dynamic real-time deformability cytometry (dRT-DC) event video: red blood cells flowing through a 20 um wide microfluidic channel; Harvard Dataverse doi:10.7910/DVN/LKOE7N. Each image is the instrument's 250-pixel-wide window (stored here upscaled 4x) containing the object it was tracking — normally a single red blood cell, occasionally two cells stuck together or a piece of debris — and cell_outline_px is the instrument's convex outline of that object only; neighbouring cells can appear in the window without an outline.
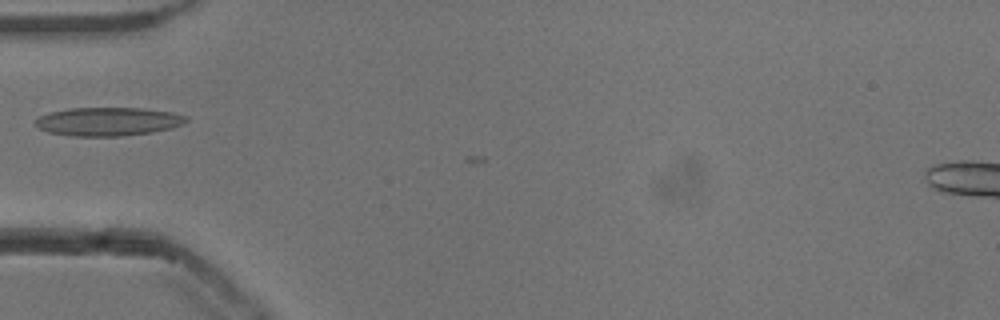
{"species": "common noctule bat (a hibernating species)", "species_latin": "Nyctalus noctula", "temperature_condition": "cold", "stored_images_in_passage": 6, "camera_frame_rate_fps": 3000, "um_per_image_px": 0.085, "animal": {"sex": "male", "body_mass_g": 13.3}, "frame": {"image": 1, "passage_image": 1, "time_ms": 0.0, "image_size_px": [1000, 320], "cell_outline_px": [[188, 120], [184, 124], [172, 128], [152, 132], [120, 136], [76, 136], [48, 132], [36, 128], [32, 124], [32, 120], [40, 116], [52, 112], [68, 108], [140, 108], [172, 112], [188, 116]], "centroid_in_image_um": [9.16, 10.33], "position_along_channel_um": 75.8, "area_um2": 25.26}}
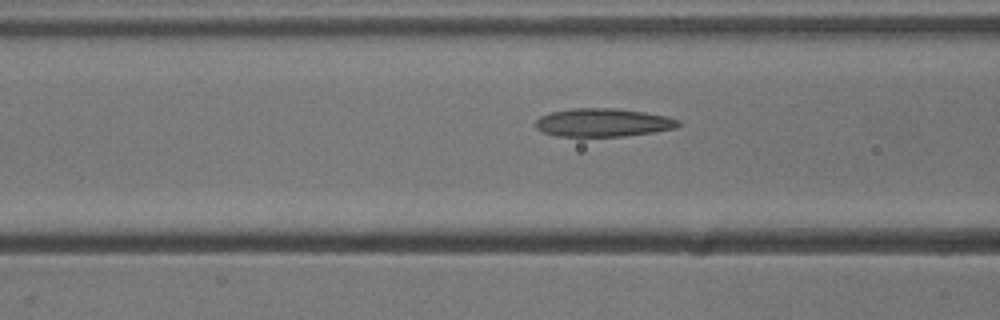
{"frame": {"image": 2, "passage_image": 4, "time_ms": 1.0, "image_size_px": [1000, 320], "cell_outline_px": [[680, 124], [676, 128], [652, 132], [624, 136], [556, 136], [544, 132], [536, 128], [536, 120], [540, 116], [552, 112], [572, 108], [616, 108], [644, 112], [664, 116], [680, 120]], "centroid_in_image_um": [51.25, 10.41], "position_along_channel_um": 115.4, "area_um2": 23.35}}